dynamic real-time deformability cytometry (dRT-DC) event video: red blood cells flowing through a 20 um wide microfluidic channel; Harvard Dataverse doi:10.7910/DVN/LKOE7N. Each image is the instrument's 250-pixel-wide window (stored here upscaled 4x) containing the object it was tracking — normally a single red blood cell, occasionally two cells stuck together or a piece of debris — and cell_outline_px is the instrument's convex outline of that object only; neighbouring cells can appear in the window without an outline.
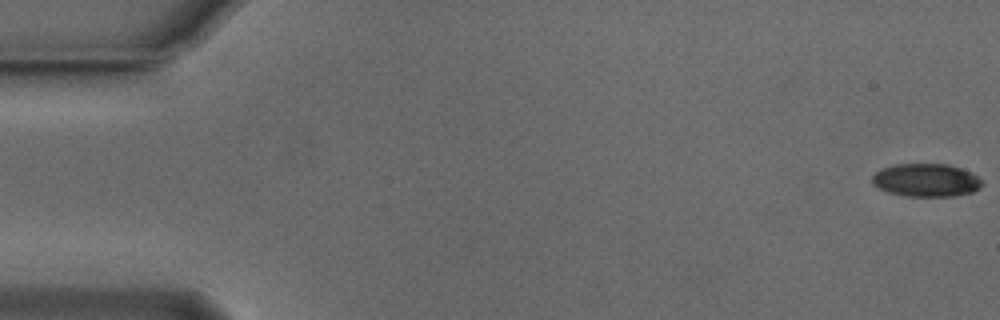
{"species": "Egyptian fruit bat (a non-hibernating species)", "species_latin": "Rousettus aegyptiacus", "temperature_condition": "cold", "stored_images_in_passage": 32, "camera_frame_rate_fps": 3000, "um_per_image_px": 0.085, "animal": {"sex": "male"}, "frame": {"image": 1, "passage_image": 1, "time_ms": 0.0, "image_size_px": [1000, 320], "cell_outline_px": [[984, 184], [980, 188], [972, 192], [956, 196], [904, 196], [888, 192], [872, 184], [872, 176], [880, 168], [896, 164], [948, 164], [960, 168], [976, 176]], "centroid_in_image_um": [78.7, 15.32], "position_along_channel_um": 6.3, "area_um2": 21.15}}
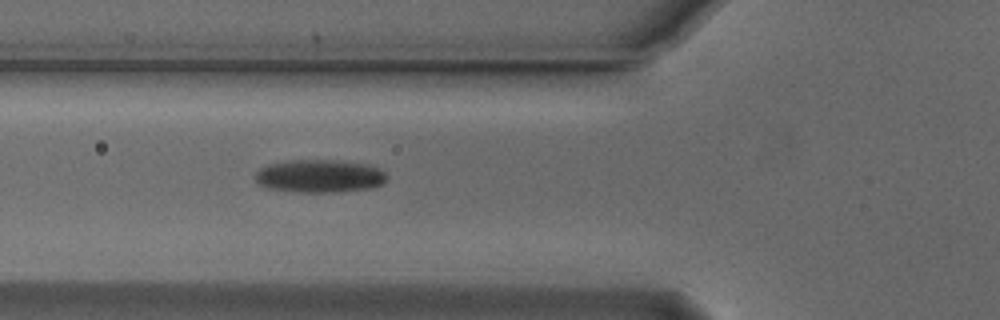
{"frame": {"image": 2, "passage_image": 20, "time_ms": 6.333, "image_size_px": [1000, 320], "cell_outline_px": [[388, 176], [380, 184], [372, 188], [336, 192], [300, 192], [268, 188], [256, 184], [256, 172], [260, 168], [268, 164], [288, 160], [332, 160], [368, 164], [380, 168]], "centroid_in_image_um": [27.15, 14.96], "position_along_channel_um": 98.7, "area_um2": 25.32}}
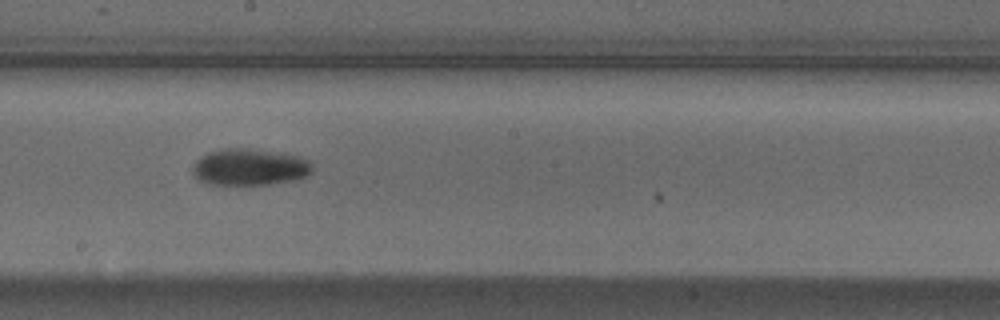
{"frame": {"image": 3, "passage_image": 30, "time_ms": 9.667, "image_size_px": [1000, 320], "cell_outline_px": [[312, 172], [304, 176], [292, 180], [268, 184], [212, 184], [200, 180], [192, 172], [192, 168], [196, 160], [200, 156], [208, 152], [224, 148], [248, 148], [284, 152], [308, 160], [312, 164]], "centroid_in_image_um": [21.21, 14.17], "position_along_channel_um": 227.0, "area_um2": 25.49}}